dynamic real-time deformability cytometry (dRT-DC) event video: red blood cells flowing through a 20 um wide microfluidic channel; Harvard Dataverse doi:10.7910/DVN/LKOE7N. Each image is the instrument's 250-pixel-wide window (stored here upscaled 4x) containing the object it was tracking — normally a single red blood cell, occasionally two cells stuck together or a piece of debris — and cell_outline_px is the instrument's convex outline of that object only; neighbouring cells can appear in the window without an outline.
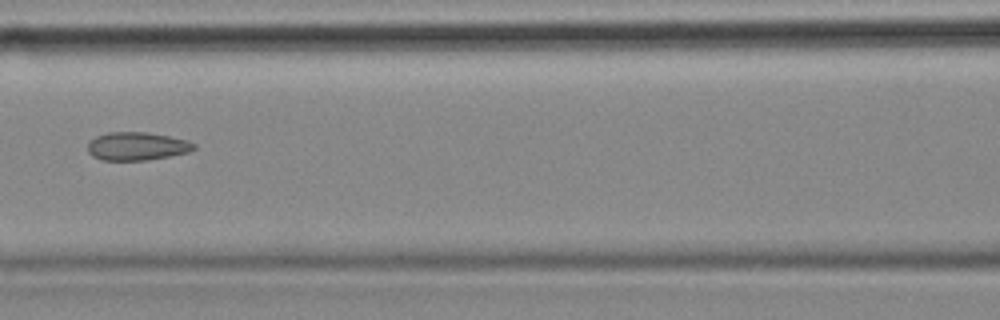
{"species": "common noctule bat (a hibernating species)", "species_latin": "Nyctalus noctula", "temperature_condition": "cold", "stored_images_in_passage": 5, "camera_frame_rate_fps": 3000, "um_per_image_px": 0.085, "animal": {"sex": "female", "body_mass_g": 18.4}, "frame": {"image": 1, "passage_image": 3, "time_ms": 0.667, "image_size_px": [1000, 320], "cell_outline_px": [[196, 148], [188, 152], [148, 160], [100, 160], [92, 156], [88, 152], [88, 144], [96, 136], [108, 132], [144, 132], [168, 136], [188, 140], [196, 144]], "centroid_in_image_um": [11.63, 12.43], "position_along_channel_um": 155.0, "area_um2": 17.4}}
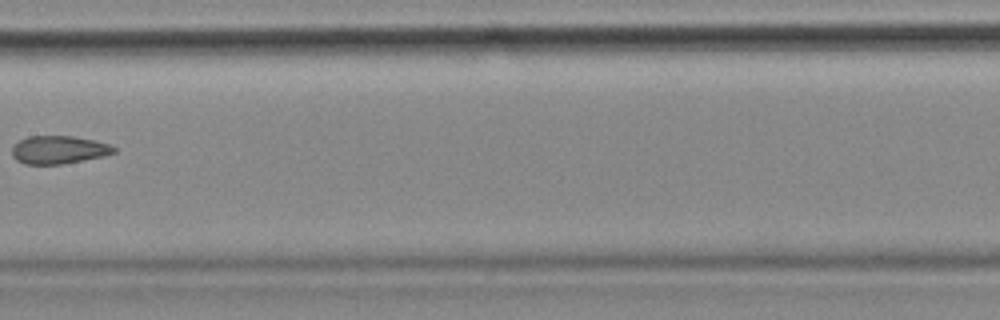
{"frame": {"image": 2, "passage_image": 4, "time_ms": 1.0, "image_size_px": [1000, 320], "cell_outline_px": [[116, 152], [104, 156], [60, 164], [24, 164], [16, 160], [12, 156], [12, 148], [20, 140], [28, 136], [72, 136], [112, 144], [116, 148]], "centroid_in_image_um": [5.0, 12.73], "position_along_channel_um": 202.4, "area_um2": 16.59}}